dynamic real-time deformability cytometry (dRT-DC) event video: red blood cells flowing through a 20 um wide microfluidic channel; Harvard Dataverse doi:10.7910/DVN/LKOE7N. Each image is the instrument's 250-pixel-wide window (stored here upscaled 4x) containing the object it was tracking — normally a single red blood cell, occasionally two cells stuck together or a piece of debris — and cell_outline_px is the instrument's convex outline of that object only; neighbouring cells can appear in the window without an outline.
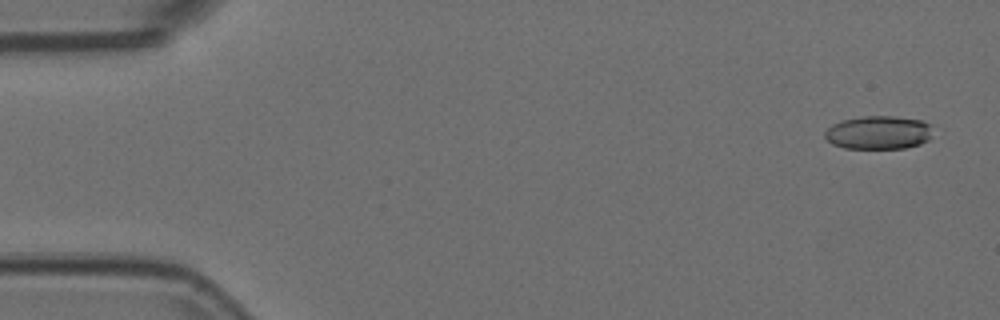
{"species": "Egyptian fruit bat (a non-hibernating species)", "species_latin": "Rousettus aegyptiacus", "temperature_condition": "room temperature", "stored_images_in_passage": 53, "camera_frame_rate_fps": 3000, "um_per_image_px": 0.085, "animal": {"sex": "female"}, "frame": {"image": 1, "passage_image": 1, "time_ms": 0.0, "image_size_px": [1000, 320], "cell_outline_px": [[928, 140], [920, 144], [904, 148], [844, 148], [832, 144], [824, 136], [824, 132], [832, 124], [844, 120], [864, 116], [892, 116], [920, 120], [928, 124]], "centroid_in_image_um": [74.6, 11.27], "position_along_channel_um": 10.4, "area_um2": 20.58}}
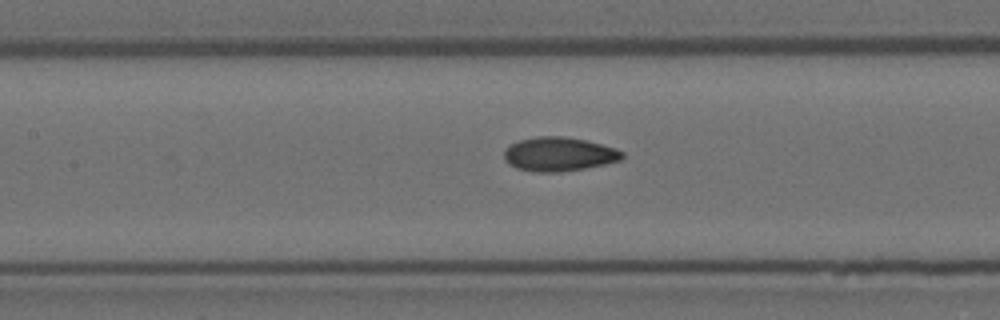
{"frame": {"image": 2, "passage_image": 23, "time_ms": 7.333, "image_size_px": [1000, 320], "cell_outline_px": [[624, 156], [620, 160], [604, 164], [584, 168], [560, 172], [532, 172], [516, 168], [508, 164], [504, 160], [504, 152], [512, 144], [520, 140], [536, 136], [564, 136], [584, 140], [616, 148], [624, 152]], "centroid_in_image_um": [47.5, 13.11], "position_along_channel_um": 159.9, "area_um2": 23.35}}
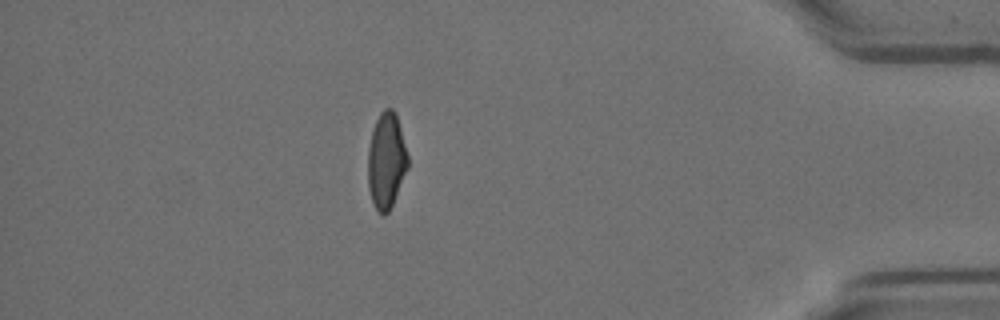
{"frame": {"image": 3, "passage_image": 46, "time_ms": 15.0, "image_size_px": [1000, 320], "cell_outline_px": [[408, 168], [392, 204], [388, 212], [384, 216], [376, 208], [372, 200], [368, 188], [368, 148], [372, 132], [376, 120], [380, 112], [384, 108], [392, 108], [396, 112], [408, 156]], "centroid_in_image_um": [32.84, 13.62], "position_along_channel_um": 402.4, "area_um2": 22.2}, "authors_computed_cell_mechanics": {"area_um2": 22.542, "velocity_mm_per_s": 3.7507, "shape_relaxation_time_tau1_ms": null, "shape_relaxation_time_tau2_ms": 1.7303, "deformation_change_tau1": null, "deformation_change_tau2": 0.0708}}